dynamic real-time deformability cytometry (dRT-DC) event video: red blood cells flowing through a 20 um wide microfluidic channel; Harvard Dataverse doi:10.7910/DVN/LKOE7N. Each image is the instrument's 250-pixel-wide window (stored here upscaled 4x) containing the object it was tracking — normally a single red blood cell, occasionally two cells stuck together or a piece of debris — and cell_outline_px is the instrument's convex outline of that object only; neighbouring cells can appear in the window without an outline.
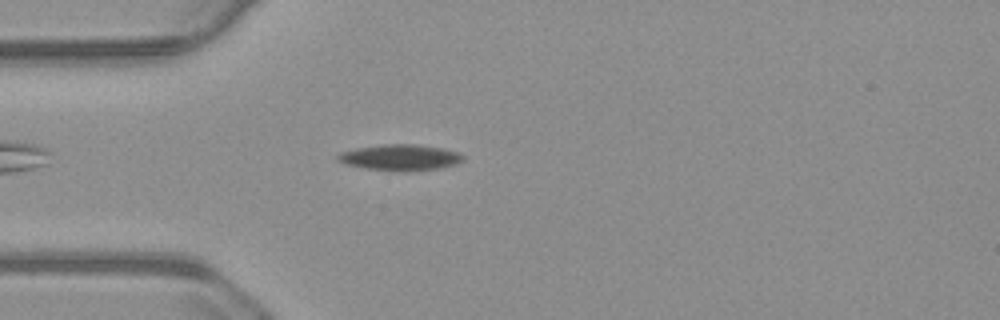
{"species": "common noctule bat (a hibernating species)", "species_latin": "Nyctalus noctula", "temperature_condition": "warm", "stored_images_in_passage": 46, "camera_frame_rate_fps": 3000, "um_per_image_px": 0.085, "animal": {"sex": "male", "body_mass_g": 23.1, "forearm_length_mm": 52.7}, "frame": {"image": 1, "passage_image": 5, "time_ms": 1.333, "image_size_px": [1000, 320], "cell_outline_px": [[464, 160], [456, 164], [440, 168], [368, 168], [344, 164], [336, 160], [336, 156], [340, 152], [356, 148], [384, 144], [416, 144], [440, 148], [460, 152], [464, 156]], "centroid_in_image_um": [34.0, 13.32], "position_along_channel_um": 51.0, "area_um2": 18.03}}
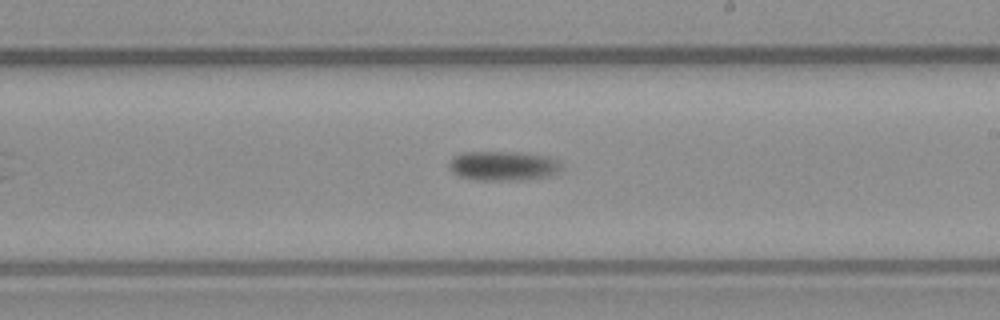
{"frame": {"image": 2, "passage_image": 22, "time_ms": 7.0, "image_size_px": [1000, 320], "cell_outline_px": [[560, 168], [556, 172], [548, 176], [528, 180], [472, 180], [460, 176], [452, 172], [448, 164], [452, 156], [460, 152], [520, 152], [548, 156], [556, 160], [560, 164]], "centroid_in_image_um": [42.71, 14.09], "position_along_channel_um": 246.3, "area_um2": 19.48}}
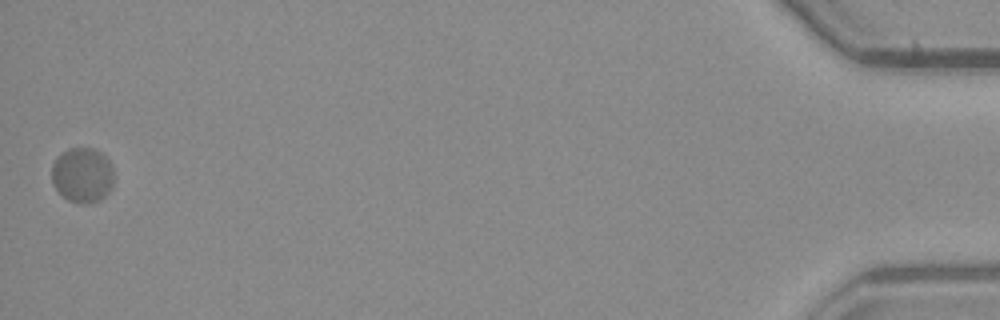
{"frame": {"image": 3, "passage_image": 46, "time_ms": 15.0, "image_size_px": [1000, 320], "cell_outline_px": [[116, 176], [112, 188], [100, 200], [88, 204], [80, 204], [68, 200], [52, 184], [52, 164], [56, 156], [68, 148], [92, 148], [100, 152], [112, 164]], "centroid_in_image_um": [7.03, 14.88], "position_along_channel_um": 428.2, "area_um2": 20.35}}